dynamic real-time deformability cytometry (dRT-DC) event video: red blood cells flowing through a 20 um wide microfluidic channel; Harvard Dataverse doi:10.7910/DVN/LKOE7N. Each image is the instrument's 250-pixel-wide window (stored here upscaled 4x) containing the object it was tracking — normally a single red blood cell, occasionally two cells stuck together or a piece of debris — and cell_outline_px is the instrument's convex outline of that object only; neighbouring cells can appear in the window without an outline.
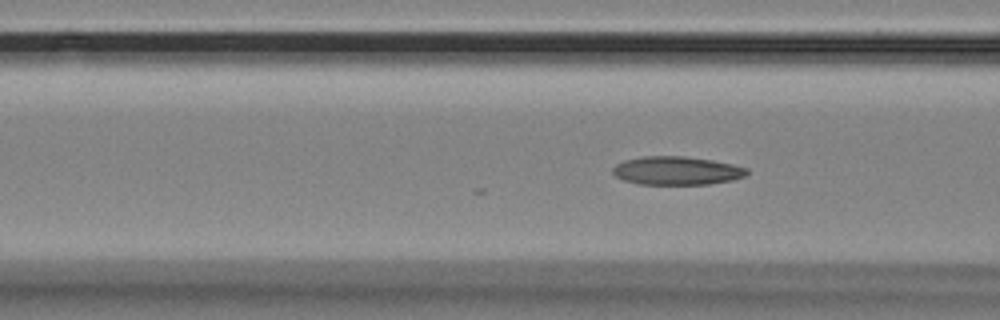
{"species": "Egyptian fruit bat (a non-hibernating species)", "species_latin": "Rousettus aegyptiacus", "temperature_condition": "room temperature", "stored_images_in_passage": 5, "camera_frame_rate_fps": 3000, "um_per_image_px": 0.085, "animal": {"sex": "female"}, "frame": {"image": 1, "passage_image": 5, "time_ms": 1.333, "image_size_px": [1000, 320], "cell_outline_px": [[748, 172], [744, 176], [732, 180], [708, 184], [640, 184], [624, 180], [616, 176], [612, 172], [612, 168], [616, 164], [624, 160], [644, 156], [684, 156], [712, 160], [732, 164], [748, 168]], "centroid_in_image_um": [57.51, 14.5], "position_along_channel_um": 109.1, "area_um2": 22.14}}